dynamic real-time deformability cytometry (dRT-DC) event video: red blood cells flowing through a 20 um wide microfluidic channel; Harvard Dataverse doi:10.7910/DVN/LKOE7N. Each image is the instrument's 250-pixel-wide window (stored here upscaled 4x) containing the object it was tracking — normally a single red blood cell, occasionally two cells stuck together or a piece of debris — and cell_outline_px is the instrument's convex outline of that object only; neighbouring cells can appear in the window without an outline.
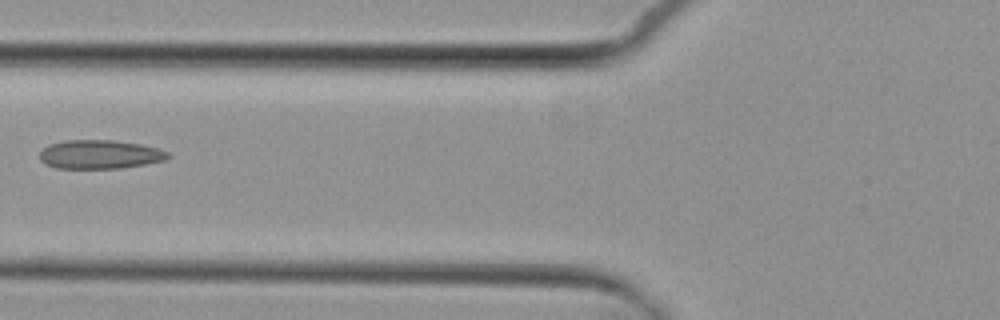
{"species": "common noctule bat (a hibernating species)", "species_latin": "Nyctalus noctula", "temperature_condition": "cold", "stored_images_in_passage": 7, "camera_frame_rate_fps": 3000, "um_per_image_px": 0.085, "animal": {"sex": "female", "body_mass_g": 29.2, "forearm_length_mm": 56.3}, "frame": {"image": 1, "passage_image": 6, "time_ms": 7.0, "image_size_px": [1000, 320], "cell_outline_px": [[172, 156], [164, 160], [144, 164], [120, 168], [56, 168], [44, 164], [40, 160], [40, 152], [48, 144], [64, 140], [112, 140], [140, 144], [156, 148], [168, 152]], "centroid_in_image_um": [8.45, 13.12], "position_along_channel_um": 117.3, "area_um2": 21.5}}
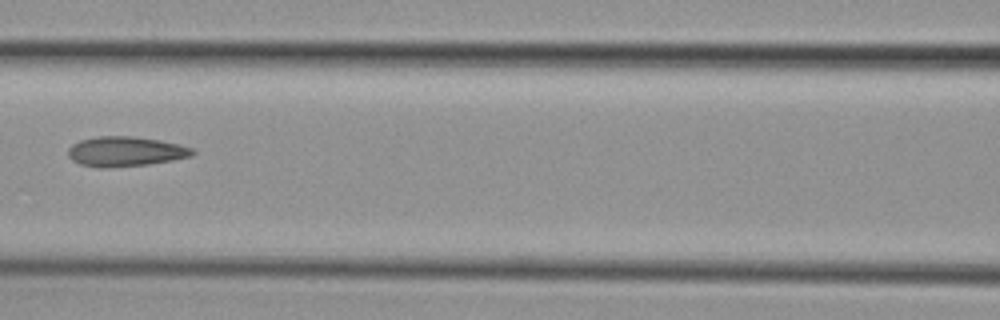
{"frame": {"image": 2, "passage_image": 7, "time_ms": 8.0, "image_size_px": [1000, 320], "cell_outline_px": [[196, 152], [192, 156], [172, 160], [148, 164], [108, 168], [100, 168], [80, 164], [72, 160], [68, 156], [68, 148], [72, 144], [80, 140], [96, 136], [132, 136], [160, 140], [180, 144], [192, 148]], "centroid_in_image_um": [10.65, 12.87], "position_along_channel_um": 155.9, "area_um2": 21.79}}